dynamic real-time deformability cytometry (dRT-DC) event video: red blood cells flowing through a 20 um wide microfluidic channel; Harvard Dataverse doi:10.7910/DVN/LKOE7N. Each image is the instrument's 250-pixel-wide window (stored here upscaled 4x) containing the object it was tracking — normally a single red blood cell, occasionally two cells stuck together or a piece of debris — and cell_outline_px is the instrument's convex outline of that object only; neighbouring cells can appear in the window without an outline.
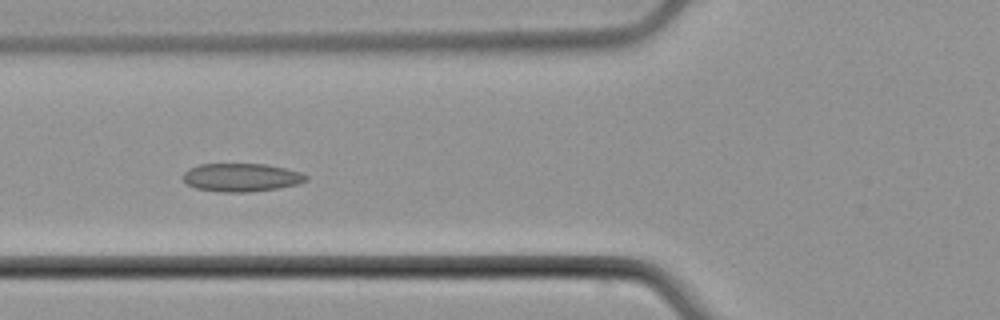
{"species": "common noctule bat (a hibernating species)", "species_latin": "Nyctalus noctula", "temperature_condition": "cold", "stored_images_in_passage": 7, "camera_frame_rate_fps": 3000, "um_per_image_px": 0.085, "animal": {"sex": "male", "body_mass_g": 21.5, "forearm_length_mm": 52.0}, "frame": {"image": 1, "passage_image": 6, "time_ms": 7.0, "image_size_px": [1000, 320], "cell_outline_px": [[308, 180], [300, 184], [276, 188], [248, 192], [220, 192], [196, 188], [188, 184], [184, 180], [184, 172], [188, 168], [200, 164], [264, 164], [284, 168], [300, 172], [308, 176]], "centroid_in_image_um": [20.52, 15.08], "position_along_channel_um": 105.3, "area_um2": 20.17}}
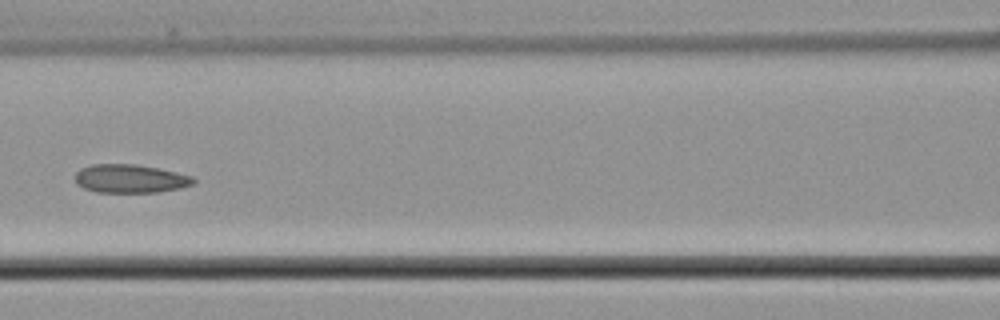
{"frame": {"image": 2, "passage_image": 7, "time_ms": 8.333, "image_size_px": [1000, 320], "cell_outline_px": [[196, 180], [192, 184], [180, 188], [160, 192], [96, 192], [84, 188], [76, 184], [76, 172], [80, 168], [92, 164], [136, 164], [176, 172], [192, 176]], "centroid_in_image_um": [11.05, 15.18], "position_along_channel_um": 155.5, "area_um2": 19.59}}